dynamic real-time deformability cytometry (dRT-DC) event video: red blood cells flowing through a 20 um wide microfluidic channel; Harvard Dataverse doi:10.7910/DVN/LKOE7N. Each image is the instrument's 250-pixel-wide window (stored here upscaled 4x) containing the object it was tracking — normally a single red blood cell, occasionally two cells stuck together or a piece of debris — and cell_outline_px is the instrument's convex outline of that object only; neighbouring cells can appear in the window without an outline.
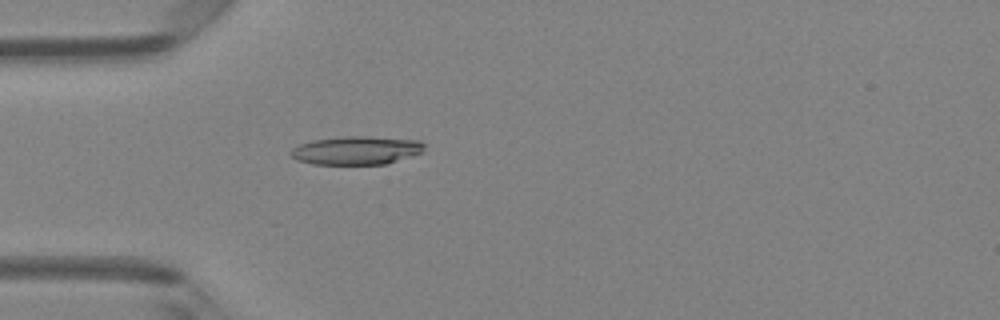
{"species": "Egyptian fruit bat (a non-hibernating species)", "species_latin": "Rousettus aegyptiacus", "temperature_condition": "room temperature", "stored_images_in_passage": 4, "camera_frame_rate_fps": 3000, "um_per_image_px": 0.085, "animal": {"sex": "female"}, "frame": {"image": 1, "passage_image": 4, "time_ms": 1.0, "image_size_px": [1000, 320], "cell_outline_px": [[424, 152], [384, 164], [312, 164], [296, 160], [288, 152], [292, 148], [300, 144], [312, 140], [340, 136], [368, 136], [420, 140], [424, 144]], "centroid_in_image_um": [30.27, 12.77], "position_along_channel_um": 54.7, "area_um2": 22.25}}